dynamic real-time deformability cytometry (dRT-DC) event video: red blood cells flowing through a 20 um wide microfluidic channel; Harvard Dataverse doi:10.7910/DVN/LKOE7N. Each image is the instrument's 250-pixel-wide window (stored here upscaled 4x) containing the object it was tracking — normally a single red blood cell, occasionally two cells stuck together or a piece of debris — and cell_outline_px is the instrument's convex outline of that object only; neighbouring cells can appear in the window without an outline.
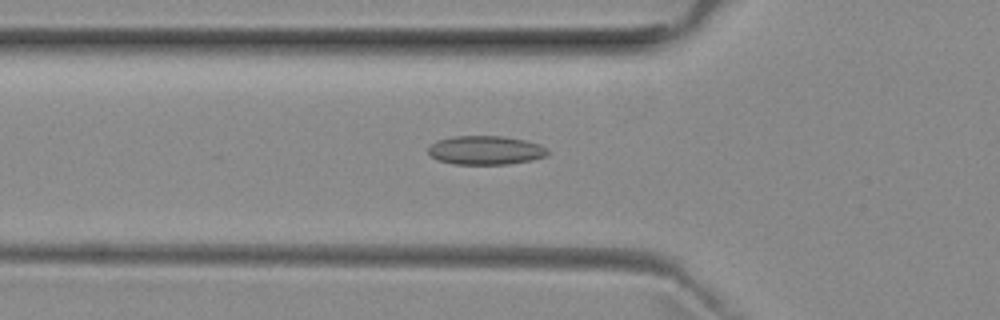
{"species": "common noctule bat (a hibernating species)", "species_latin": "Nyctalus noctula", "temperature_condition": "room temperature", "stored_images_in_passage": 52, "camera_frame_rate_fps": 3000, "um_per_image_px": 0.085, "animal": {"sex": "female", "body_mass_g": 29.2, "forearm_length_mm": 56.3}, "frame": {"image": 1, "passage_image": 18, "time_ms": 5.667, "image_size_px": [1000, 320], "cell_outline_px": [[548, 156], [532, 160], [508, 164], [452, 164], [436, 160], [428, 152], [428, 148], [436, 140], [452, 136], [500, 136], [524, 140], [540, 144], [548, 148]], "centroid_in_image_um": [41.28, 12.77], "position_along_channel_um": 84.5, "area_um2": 20.23}}
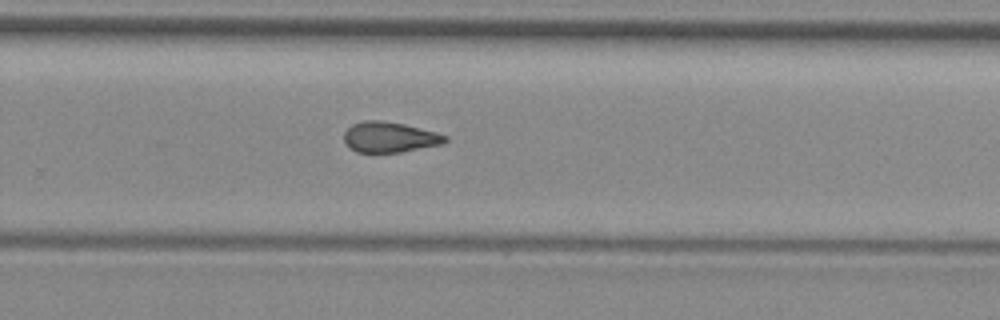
{"frame": {"image": 2, "passage_image": 34, "time_ms": 11.0, "image_size_px": [1000, 320], "cell_outline_px": [[448, 140], [440, 144], [400, 152], [356, 152], [348, 148], [344, 140], [344, 132], [352, 124], [364, 120], [380, 120], [404, 124], [436, 132], [448, 136]], "centroid_in_image_um": [33.08, 11.65], "position_along_channel_um": 296.7, "area_um2": 17.92}}
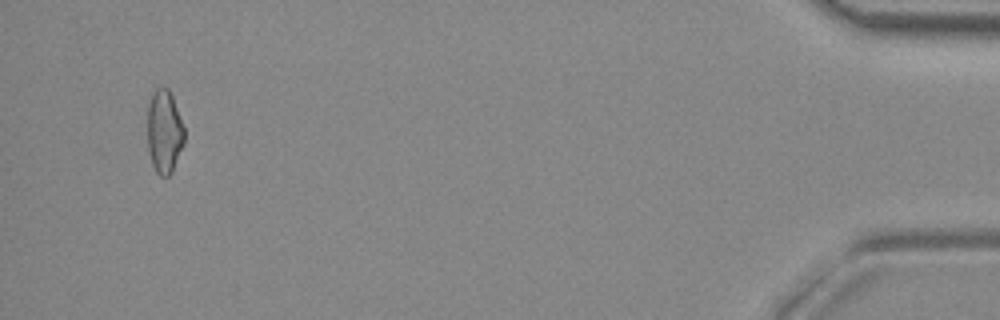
{"frame": {"image": 3, "passage_image": 50, "time_ms": 16.333, "image_size_px": [1000, 320], "cell_outline_px": [[184, 144], [172, 172], [168, 176], [160, 176], [156, 172], [152, 164], [148, 152], [148, 104], [152, 92], [156, 88], [168, 88], [172, 96], [184, 128]], "centroid_in_image_um": [13.96, 11.21], "position_along_channel_um": 421.2, "area_um2": 17.92}, "authors_computed_cell_mechanics": {"area_um2": 18.5538, "velocity_mm_per_s": 3.9765, "shape_relaxation_time_tau1_ms": null, "shape_relaxation_time_tau2_ms": 5.3089, "deformation_change_tau1": null, "deformation_change_tau2": 0.1246}}